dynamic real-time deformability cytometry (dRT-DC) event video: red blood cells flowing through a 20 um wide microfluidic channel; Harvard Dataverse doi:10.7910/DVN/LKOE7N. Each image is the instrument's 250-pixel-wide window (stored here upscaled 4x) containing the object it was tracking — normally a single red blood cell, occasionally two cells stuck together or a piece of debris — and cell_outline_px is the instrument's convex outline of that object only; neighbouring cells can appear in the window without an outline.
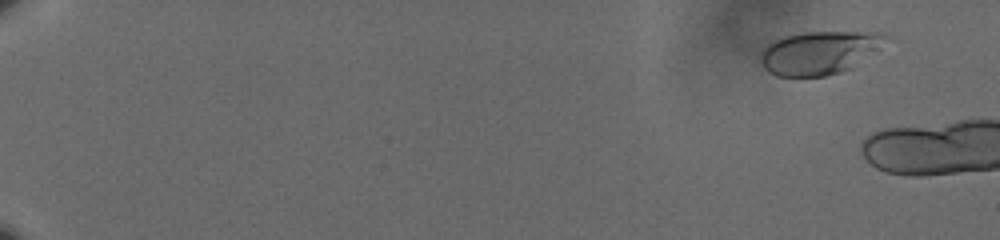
{"species": "human", "species_latin": "Homo sapiens", "temperature_condition": "cold", "stored_images_in_passage": 12, "camera_frame_rate_fps": 3000, "um_per_image_px": 0.085, "donor": {"sex": "male"}, "frame": {"image": 1, "passage_image": 6, "time_ms": 1.667, "image_size_px": [1000, 240], "cell_outline_px": [[892, 36], [876, 52], [852, 68], [840, 72], [824, 76], [776, 76], [768, 72], [764, 68], [760, 60], [760, 56], [764, 48], [772, 40], [784, 36], [804, 32], [884, 32]], "centroid_in_image_um": [69.69, 4.46], "position_along_channel_um": 15.3, "area_um2": 31.91}}